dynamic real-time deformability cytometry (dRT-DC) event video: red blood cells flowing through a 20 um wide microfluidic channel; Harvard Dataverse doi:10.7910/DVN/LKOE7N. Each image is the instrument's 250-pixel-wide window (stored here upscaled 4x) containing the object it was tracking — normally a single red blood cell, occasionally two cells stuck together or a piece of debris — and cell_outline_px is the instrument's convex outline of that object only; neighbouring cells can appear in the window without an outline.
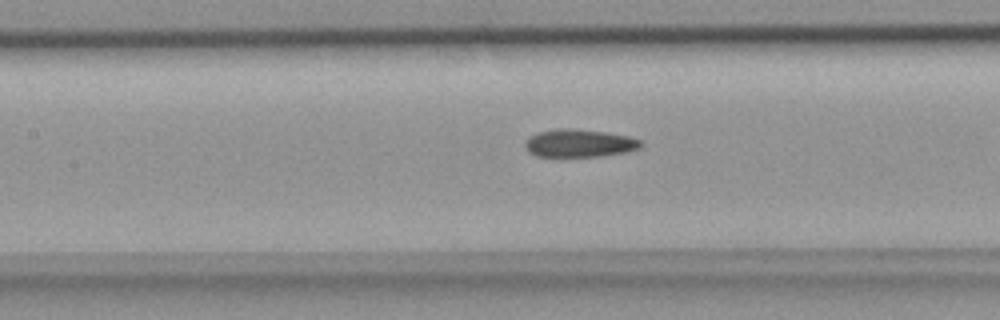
{"species": "common noctule bat (a hibernating species)", "species_latin": "Nyctalus noctula", "temperature_condition": "room temperature", "stored_images_in_passage": 30, "camera_frame_rate_fps": 3000, "um_per_image_px": 0.085, "animal": {"sex": "female", "body_mass_g": 18.4}, "frame": {"image": 1, "passage_image": 14, "time_ms": 4.333, "image_size_px": [1000, 320], "cell_outline_px": [[644, 144], [640, 148], [624, 152], [600, 156], [536, 156], [528, 152], [524, 144], [532, 136], [540, 132], [560, 128], [568, 128], [604, 132], [628, 136], [640, 140]], "centroid_in_image_um": [49.26, 12.18], "position_along_channel_um": 158.1, "area_um2": 18.44}}
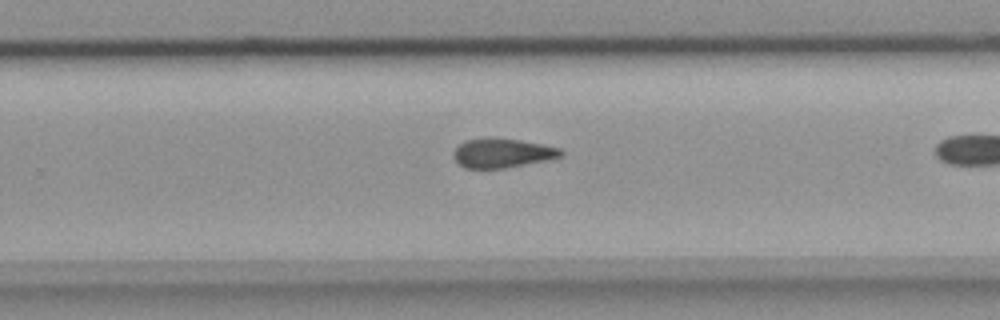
{"frame": {"image": 2, "passage_image": 23, "time_ms": 7.333, "image_size_px": [1000, 320], "cell_outline_px": [[564, 156], [552, 160], [504, 168], [464, 168], [452, 156], [452, 152], [460, 144], [468, 140], [488, 136], [496, 136], [520, 140], [560, 148], [564, 152]], "centroid_in_image_um": [42.73, 13.0], "position_along_channel_um": 287.1, "area_um2": 18.73}}
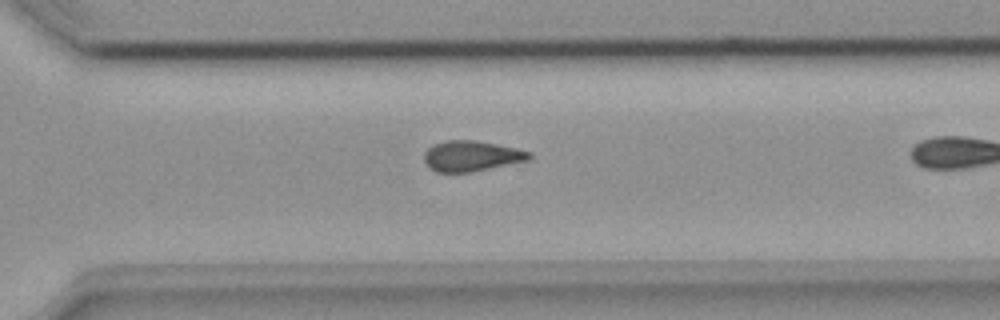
{"frame": {"image": 3, "passage_image": 26, "time_ms": 8.333, "image_size_px": [1000, 320], "cell_outline_px": [[532, 156], [528, 160], [472, 172], [436, 172], [424, 160], [424, 152], [432, 144], [448, 140], [476, 140], [516, 148], [532, 152]], "centroid_in_image_um": [40.08, 13.25], "position_along_channel_um": 330.5, "area_um2": 18.61}}